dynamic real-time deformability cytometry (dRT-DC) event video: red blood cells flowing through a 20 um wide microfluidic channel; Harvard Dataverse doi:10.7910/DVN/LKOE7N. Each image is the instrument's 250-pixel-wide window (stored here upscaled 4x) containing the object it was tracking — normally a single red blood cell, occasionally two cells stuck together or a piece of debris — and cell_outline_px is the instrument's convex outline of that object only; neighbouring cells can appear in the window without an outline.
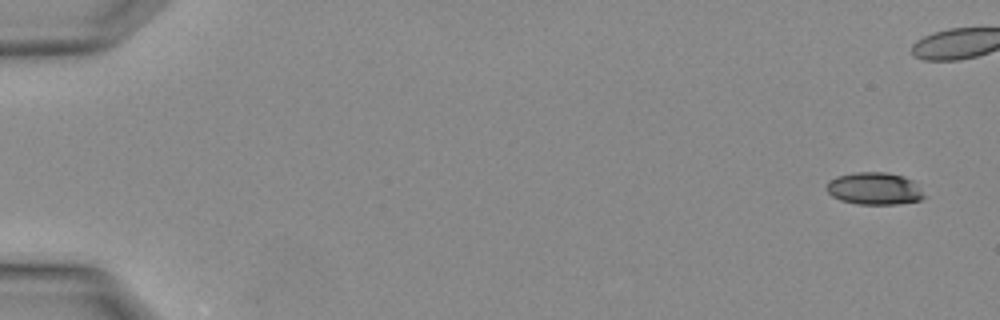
{"species": "Egyptian fruit bat (a non-hibernating species)", "species_latin": "Rousettus aegyptiacus", "temperature_condition": "warm", "stored_images_in_passage": 2, "segment_of_instrument_passage": [2, 2], "camera_frame_rate_fps": 3000, "um_per_image_px": 0.085, "animal": {"sex": "female"}, "frame": {"image": 1, "passage_image": 2, "time_ms": 0.333, "image_size_px": [1000, 320], "cell_outline_px": [[924, 196], [920, 200], [896, 204], [856, 204], [840, 200], [832, 196], [828, 192], [828, 180], [836, 176], [856, 172], [888, 172], [912, 180]], "centroid_in_image_um": [74.27, 16.03], "position_along_channel_um": 10.7, "area_um2": 18.09}}